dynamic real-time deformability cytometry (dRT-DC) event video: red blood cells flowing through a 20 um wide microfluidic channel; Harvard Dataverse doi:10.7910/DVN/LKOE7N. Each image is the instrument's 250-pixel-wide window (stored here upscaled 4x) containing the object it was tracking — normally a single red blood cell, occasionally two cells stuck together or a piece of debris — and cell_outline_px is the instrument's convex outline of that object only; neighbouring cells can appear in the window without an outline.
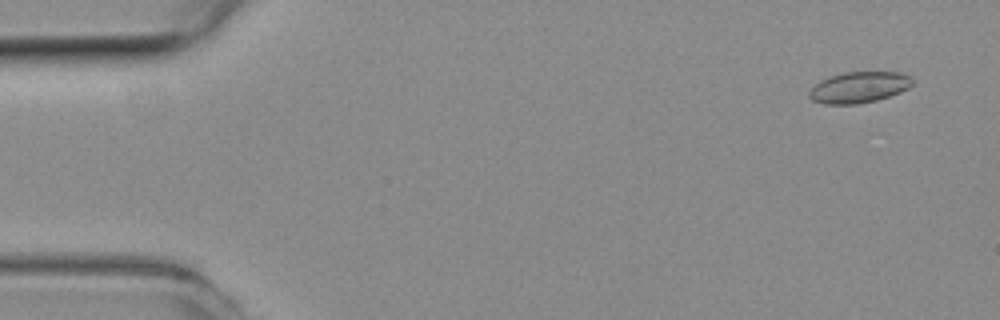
{"species": "common noctule bat (a hibernating species)", "species_latin": "Nyctalus noctula", "temperature_condition": "room temperature", "stored_images_in_passage": 49, "camera_frame_rate_fps": 3000, "um_per_image_px": 0.085, "animal": {"sex": "female", "body_mass_g": 19.3, "forearm_length_mm": 54.1}, "frame": {"image": 1, "passage_image": 1, "time_ms": 0.0, "image_size_px": [1000, 320], "cell_outline_px": [[912, 84], [908, 88], [900, 92], [876, 100], [856, 104], [824, 104], [812, 100], [808, 96], [808, 92], [820, 80], [844, 72], [900, 72], [912, 76]], "centroid_in_image_um": [73.01, 7.42], "position_along_channel_um": 12.0, "area_um2": 18.61}}
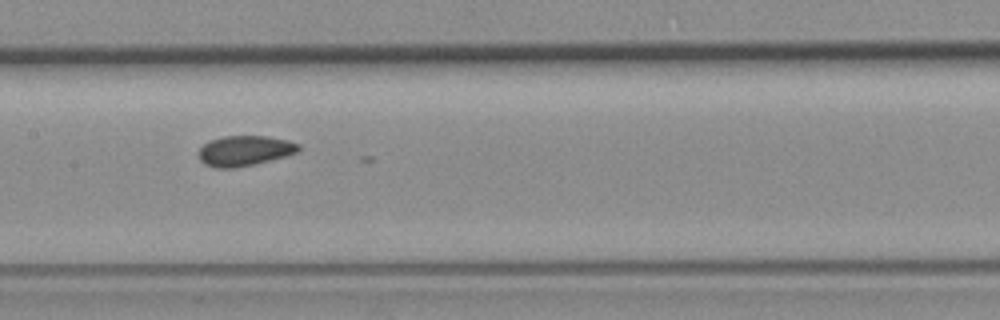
{"frame": {"image": 2, "passage_image": 23, "time_ms": 7.333, "image_size_px": [1000, 320], "cell_outline_px": [[300, 148], [296, 152], [284, 156], [252, 164], [232, 168], [216, 168], [204, 164], [200, 160], [200, 148], [208, 140], [224, 136], [264, 136], [288, 140], [300, 144]], "centroid_in_image_um": [20.77, 12.8], "position_along_channel_um": 186.6, "area_um2": 17.34}}
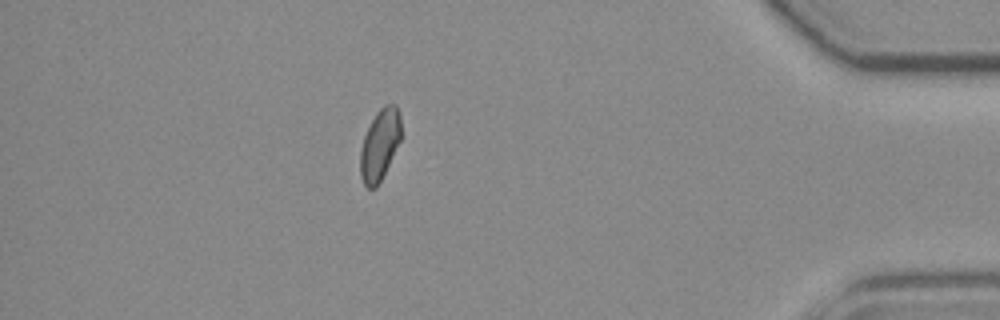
{"frame": {"image": 3, "passage_image": 43, "time_ms": 14.0, "image_size_px": [1000, 320], "cell_outline_px": [[400, 140], [376, 188], [368, 188], [364, 184], [360, 176], [360, 152], [364, 136], [376, 112], [384, 104], [396, 104], [400, 112]], "centroid_in_image_um": [32.27, 12.27], "position_along_channel_um": 402.9, "area_um2": 16.59}}